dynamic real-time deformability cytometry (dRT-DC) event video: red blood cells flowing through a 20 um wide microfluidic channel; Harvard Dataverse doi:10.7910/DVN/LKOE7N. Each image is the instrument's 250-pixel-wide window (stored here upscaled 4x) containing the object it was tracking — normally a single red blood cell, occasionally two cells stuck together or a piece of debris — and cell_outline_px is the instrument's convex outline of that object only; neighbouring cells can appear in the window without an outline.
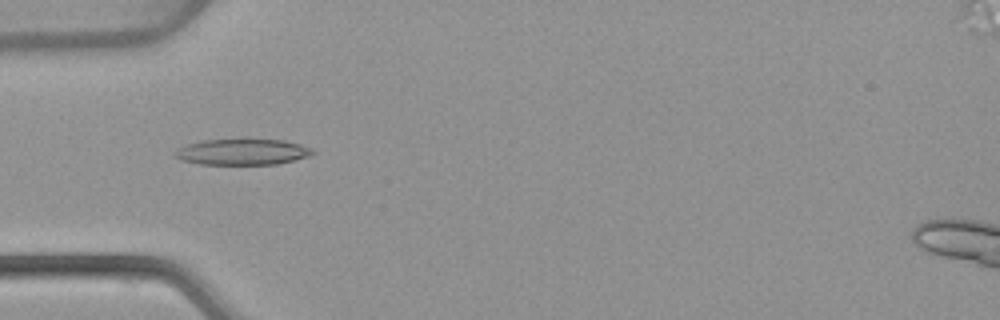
{"species": "common noctule bat (a hibernating species)", "species_latin": "Nyctalus noctula", "temperature_condition": "warm", "stored_images_in_passage": 53, "camera_frame_rate_fps": 3000, "um_per_image_px": 0.085, "animal": {"sex": "female", "body_mass_g": 22.7, "forearm_length_mm": 54.2}, "frame": {"image": 1, "passage_image": 17, "time_ms": 5.333, "image_size_px": [1000, 320], "cell_outline_px": [[316, 152], [308, 156], [276, 164], [200, 164], [180, 160], [172, 152], [176, 148], [188, 144], [204, 140], [244, 136], [284, 140], [300, 144], [312, 148]], "centroid_in_image_um": [20.58, 12.86], "position_along_channel_um": 64.4, "area_um2": 21.79}}
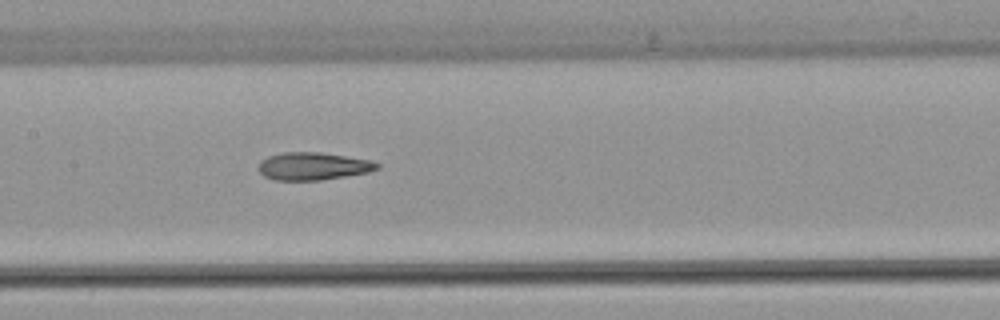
{"frame": {"image": 2, "passage_image": 26, "time_ms": 8.333, "image_size_px": [1000, 320], "cell_outline_px": [[380, 168], [368, 172], [320, 180], [272, 180], [264, 176], [256, 168], [260, 160], [268, 156], [280, 152], [320, 152], [372, 160], [380, 164]], "centroid_in_image_um": [26.57, 14.12], "position_along_channel_um": 180.8, "area_um2": 19.31}}
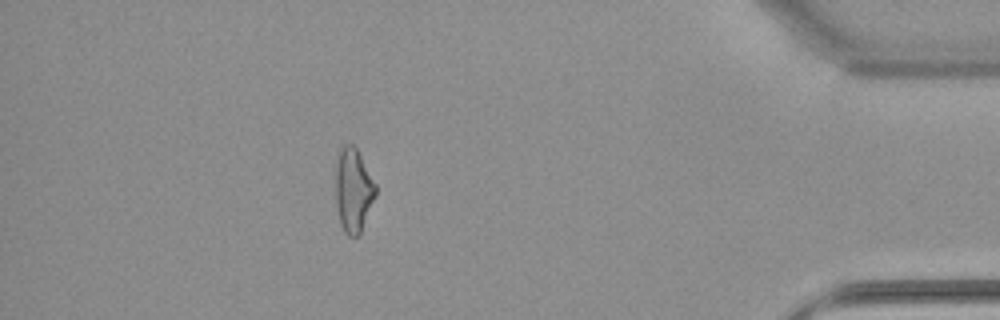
{"frame": {"image": 3, "passage_image": 47, "time_ms": 15.333, "image_size_px": [1000, 320], "cell_outline_px": [[376, 196], [360, 232], [356, 236], [348, 236], [344, 232], [340, 224], [336, 204], [336, 160], [340, 148], [344, 144], [352, 144], [356, 148], [376, 184]], "centroid_in_image_um": [30.02, 16.15], "position_along_channel_um": 405.2, "area_um2": 19.48}, "authors_computed_cell_mechanics": {"area_um2": 20.1144, "velocity_mm_per_s": 3.8942, "shape_relaxation_time_tau1_ms": null, "shape_relaxation_time_tau2_ms": 2.7135, "deformation_change_tau1": null, "deformation_change_tau2": 0.1332}}